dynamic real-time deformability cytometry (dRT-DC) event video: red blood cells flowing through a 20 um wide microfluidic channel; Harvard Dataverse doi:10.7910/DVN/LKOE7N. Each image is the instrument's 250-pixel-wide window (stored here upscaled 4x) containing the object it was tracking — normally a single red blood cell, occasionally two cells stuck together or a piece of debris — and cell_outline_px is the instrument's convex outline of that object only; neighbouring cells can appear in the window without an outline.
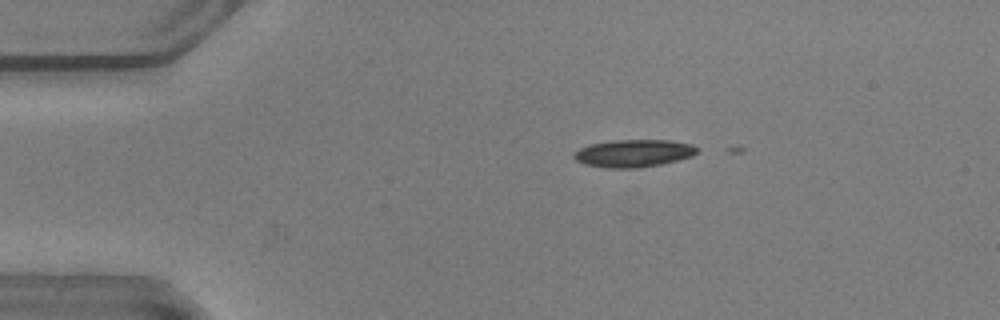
{"species": "common noctule bat (a hibernating species)", "species_latin": "Nyctalus noctula", "temperature_condition": "warm", "stored_images_in_passage": 3, "camera_frame_rate_fps": 3000, "um_per_image_px": 0.085, "animal": {"sex": "male", "body_mass_g": 20.5, "forearm_length_mm": 52.5}, "frame": {"image": 1, "passage_image": 1, "time_ms": 0.0, "image_size_px": [1000, 320], "cell_outline_px": [[700, 152], [692, 156], [660, 164], [640, 168], [604, 168], [584, 164], [576, 160], [572, 156], [580, 148], [592, 144], [612, 140], [668, 140], [692, 144], [700, 148]], "centroid_in_image_um": [53.89, 13.03], "position_along_channel_um": 31.1, "area_um2": 19.83}}